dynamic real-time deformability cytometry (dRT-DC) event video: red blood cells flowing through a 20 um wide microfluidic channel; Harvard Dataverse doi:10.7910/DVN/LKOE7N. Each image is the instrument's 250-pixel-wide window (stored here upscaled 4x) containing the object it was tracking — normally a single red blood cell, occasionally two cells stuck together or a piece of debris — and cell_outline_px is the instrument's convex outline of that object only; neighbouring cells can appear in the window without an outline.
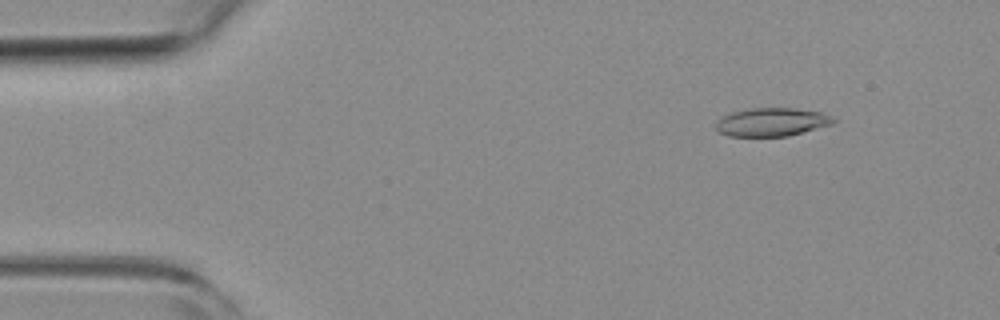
{"species": "common noctule bat (a hibernating species)", "species_latin": "Nyctalus noctula", "temperature_condition": "room temperature", "stored_images_in_passage": 53, "camera_frame_rate_fps": 3000, "um_per_image_px": 0.085, "animal": {"sex": "female", "body_mass_g": 19.3, "forearm_length_mm": 54.1}, "frame": {"image": 1, "passage_image": 6, "time_ms": 1.667, "image_size_px": [1000, 320], "cell_outline_px": [[836, 120], [832, 124], [788, 136], [728, 136], [720, 132], [716, 128], [716, 120], [732, 112], [748, 108], [796, 108], [824, 112], [832, 116]], "centroid_in_image_um": [65.62, 10.36], "position_along_channel_um": 19.4, "area_um2": 19.48}}
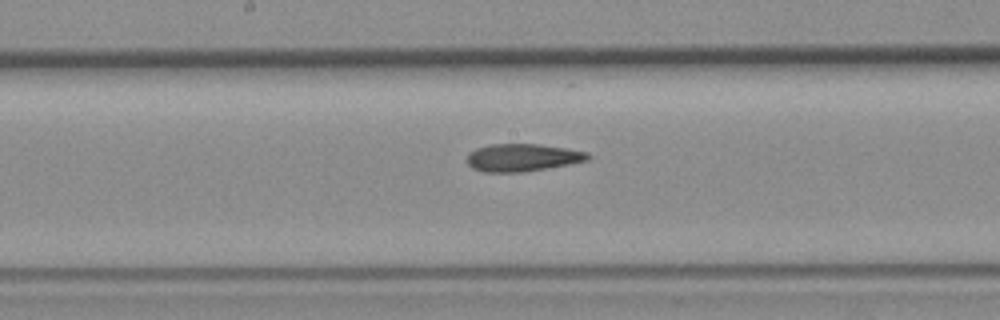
{"frame": {"image": 2, "passage_image": 27, "time_ms": 8.667, "image_size_px": [1000, 320], "cell_outline_px": [[592, 156], [588, 160], [568, 164], [524, 172], [484, 172], [472, 168], [464, 160], [468, 152], [476, 148], [488, 144], [540, 144], [568, 148], [588, 152]], "centroid_in_image_um": [44.37, 13.38], "position_along_channel_um": 203.8, "area_um2": 19.71}}
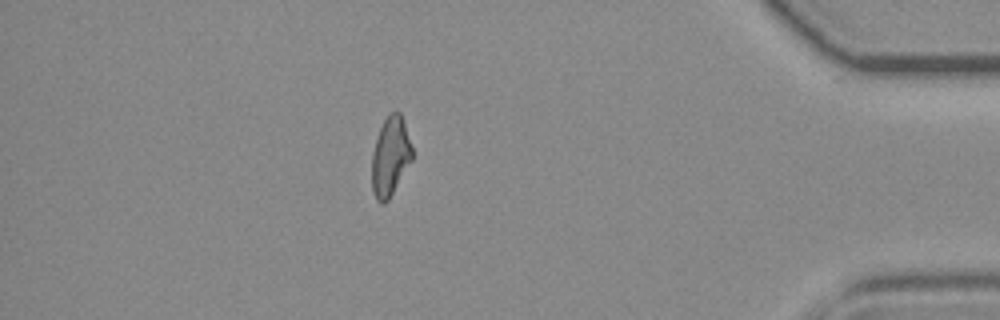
{"frame": {"image": 3, "passage_image": 46, "time_ms": 15.0, "image_size_px": [1000, 320], "cell_outline_px": [[412, 160], [388, 200], [384, 204], [380, 204], [376, 200], [372, 188], [372, 152], [380, 128], [388, 112], [400, 112], [412, 148]], "centroid_in_image_um": [33.16, 13.32], "position_along_channel_um": 402.0, "area_um2": 18.38}, "authors_computed_cell_mechanics": {"area_um2": 19.5942, "velocity_mm_per_s": 3.8665, "shape_relaxation_time_tau1_ms": null, "shape_relaxation_time_tau2_ms": 7.1267, "deformation_change_tau1": null, "deformation_change_tau2": 0.1944}}